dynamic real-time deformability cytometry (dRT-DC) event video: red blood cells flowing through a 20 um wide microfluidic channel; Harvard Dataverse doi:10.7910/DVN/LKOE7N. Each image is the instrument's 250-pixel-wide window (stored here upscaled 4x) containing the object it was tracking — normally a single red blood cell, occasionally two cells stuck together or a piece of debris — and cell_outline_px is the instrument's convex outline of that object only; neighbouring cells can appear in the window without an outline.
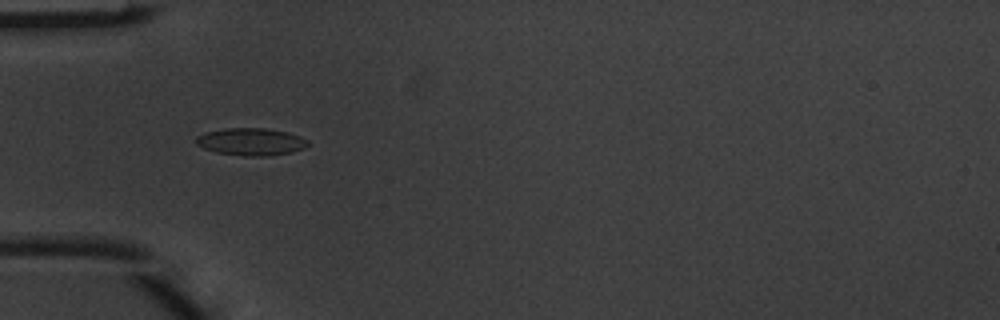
{"species": "common noctule bat (a hibernating species)", "species_latin": "Nyctalus noctula", "temperature_condition": "warm", "stored_images_in_passage": 5, "camera_frame_rate_fps": 3000, "um_per_image_px": 0.085, "animal": {"sex": "male", "body_mass_g": 20.1, "forearm_length_mm": 53.5}, "frame": {"image": 1, "passage_image": 3, "time_ms": 0.667, "image_size_px": [1000, 320], "cell_outline_px": [[308, 144], [304, 148], [292, 152], [268, 156], [244, 156], [216, 152], [204, 148], [196, 144], [196, 136], [204, 132], [224, 128], [264, 128], [284, 132], [300, 136], [308, 140]], "centroid_in_image_um": [21.31, 12.05], "position_along_channel_um": 63.7, "area_um2": 17.8}}
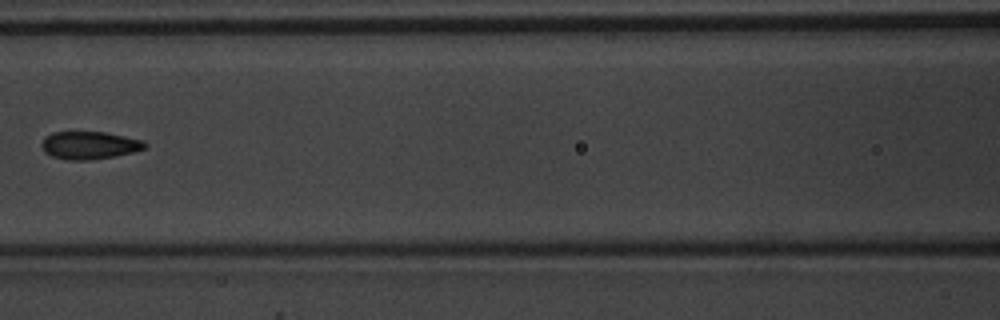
{"frame": {"image": 2, "passage_image": 5, "time_ms": 1.333, "image_size_px": [1000, 320], "cell_outline_px": [[148, 144], [144, 148], [132, 152], [116, 156], [92, 160], [68, 160], [52, 156], [44, 152], [40, 144], [44, 136], [52, 132], [104, 132], [144, 140]], "centroid_in_image_um": [7.57, 12.35], "position_along_channel_um": 159.0, "area_um2": 16.82}}